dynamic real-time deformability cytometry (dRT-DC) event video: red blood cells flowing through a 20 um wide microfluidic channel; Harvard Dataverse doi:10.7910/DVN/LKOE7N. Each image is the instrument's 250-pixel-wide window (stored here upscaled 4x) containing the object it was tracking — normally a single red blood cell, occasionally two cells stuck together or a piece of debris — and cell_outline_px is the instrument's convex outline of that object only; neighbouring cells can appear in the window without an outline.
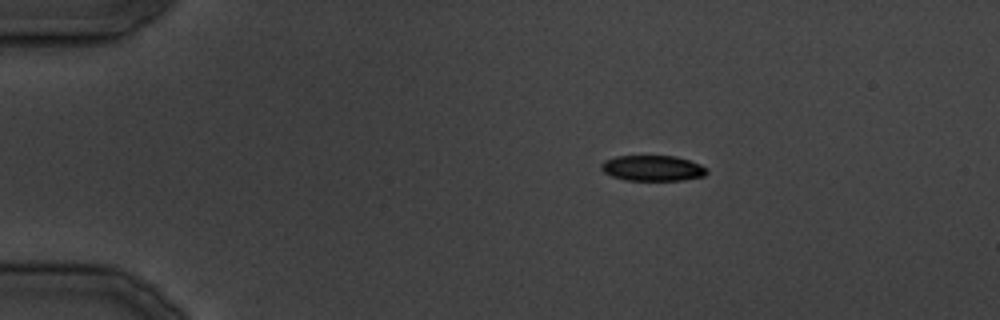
{"species": "common noctule bat (a hibernating species)", "species_latin": "Nyctalus noctula", "temperature_condition": "cold", "stored_images_in_passage": 13, "camera_frame_rate_fps": 3000, "um_per_image_px": 0.085, "animal": {"sex": "male", "body_mass_g": 19.5, "forearm_length_mm": 54.6}, "frame": {"image": 1, "passage_image": 6, "time_ms": 6.333, "image_size_px": [1000, 320], "cell_outline_px": [[708, 172], [704, 176], [680, 180], [628, 180], [612, 176], [604, 172], [600, 168], [600, 164], [604, 160], [616, 156], [676, 156], [700, 164], [708, 168]], "centroid_in_image_um": [55.47, 14.29], "position_along_channel_um": 29.5, "area_um2": 15.72}}
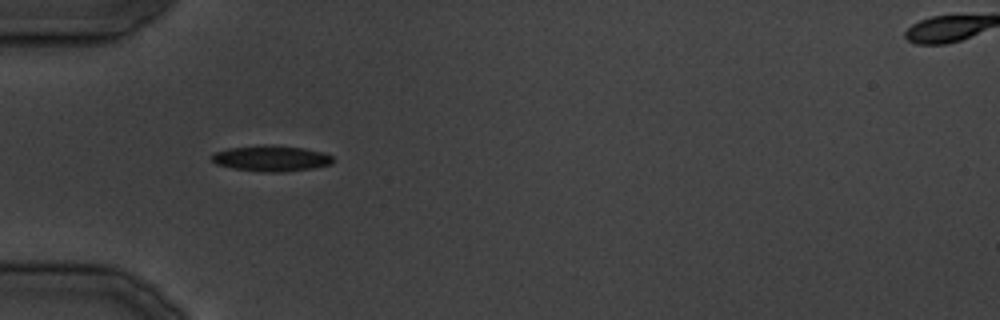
{"frame": {"image": 2, "passage_image": 11, "time_ms": 12.333, "image_size_px": [1000, 320], "cell_outline_px": [[332, 164], [312, 168], [284, 172], [260, 172], [232, 168], [216, 164], [212, 160], [212, 156], [216, 152], [228, 148], [304, 148], [324, 152], [332, 156]], "centroid_in_image_um": [23.08, 13.53], "position_along_channel_um": 61.9, "area_um2": 17.17}}